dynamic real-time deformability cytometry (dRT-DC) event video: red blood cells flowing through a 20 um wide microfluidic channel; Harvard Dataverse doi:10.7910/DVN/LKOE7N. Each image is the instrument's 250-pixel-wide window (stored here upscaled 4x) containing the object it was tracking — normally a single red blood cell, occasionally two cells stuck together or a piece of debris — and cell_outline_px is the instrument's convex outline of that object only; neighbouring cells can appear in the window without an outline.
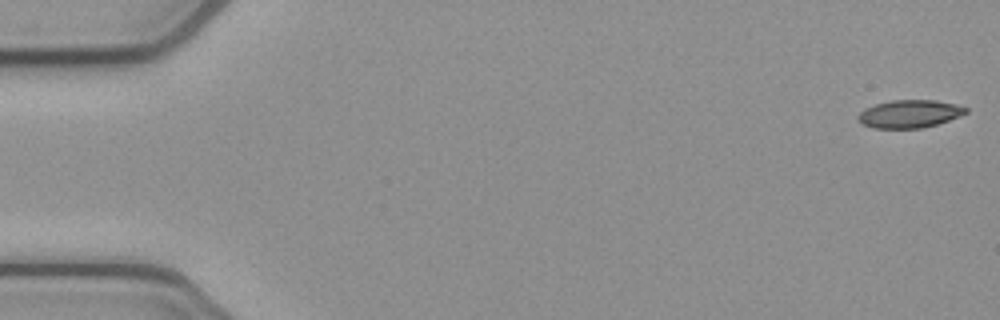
{"species": "common noctule bat (a hibernating species)", "species_latin": "Nyctalus noctula", "temperature_condition": "cold", "stored_images_in_passage": 10, "camera_frame_rate_fps": 3000, "um_per_image_px": 0.085, "animal": {"sex": "female", "body_mass_g": 21.9}, "frame": {"image": 1, "passage_image": 1, "time_ms": 0.0, "image_size_px": [1000, 320], "cell_outline_px": [[968, 112], [960, 116], [924, 128], [872, 128], [856, 120], [856, 116], [864, 108], [876, 104], [892, 100], [936, 100], [956, 104], [968, 108]], "centroid_in_image_um": [77.3, 9.67], "position_along_channel_um": 7.7, "area_um2": 17.57}}